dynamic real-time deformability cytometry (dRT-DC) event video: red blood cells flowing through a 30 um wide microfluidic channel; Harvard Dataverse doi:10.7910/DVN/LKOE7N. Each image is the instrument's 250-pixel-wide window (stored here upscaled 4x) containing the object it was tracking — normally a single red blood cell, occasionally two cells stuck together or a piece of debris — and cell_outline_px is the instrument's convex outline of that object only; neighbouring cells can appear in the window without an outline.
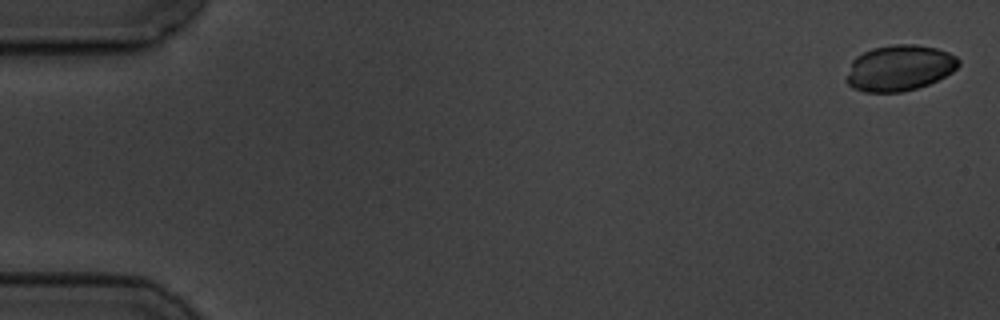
{"species": "common noctule bat (a hibernating species)", "species_latin": "Nyctalus noctula", "temperature_condition": "cold", "stored_images_in_passage": 6, "camera_frame_rate_fps": 3000, "um_per_image_px": 0.085, "animal": {"sex": "male", "body_mass_g": 19.5, "forearm_length_mm": 54.6}, "frame": {"image": 1, "passage_image": 1, "time_ms": 0.0, "image_size_px": [1000, 320], "cell_outline_px": [[960, 64], [952, 72], [928, 84], [916, 88], [900, 92], [864, 92], [852, 88], [844, 80], [852, 60], [856, 56], [872, 48], [892, 44], [912, 44], [936, 48], [948, 52], [956, 56], [960, 60]], "centroid_in_image_um": [76.42, 5.77], "position_along_channel_um": 8.6, "area_um2": 30.06}}
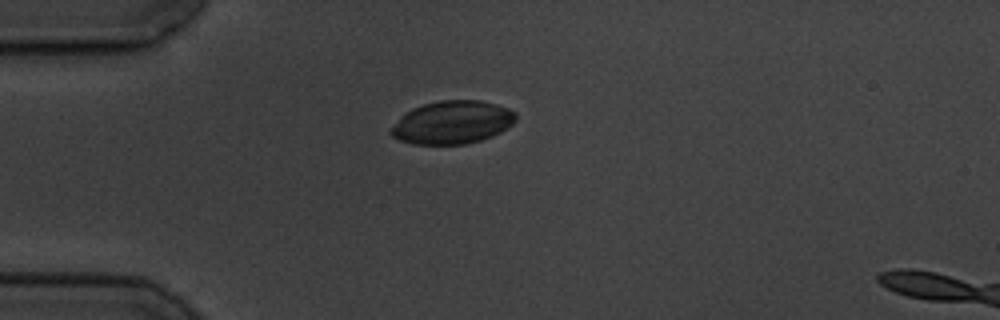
{"frame": {"image": 2, "passage_image": 5, "time_ms": 4.667, "image_size_px": [1000, 320], "cell_outline_px": [[516, 120], [508, 128], [492, 136], [480, 140], [464, 144], [412, 144], [400, 140], [392, 136], [388, 132], [404, 112], [412, 108], [424, 104], [440, 100], [480, 100], [496, 104], [508, 108], [516, 112]], "centroid_in_image_um": [38.45, 10.4], "position_along_channel_um": 46.6, "area_um2": 31.39}}